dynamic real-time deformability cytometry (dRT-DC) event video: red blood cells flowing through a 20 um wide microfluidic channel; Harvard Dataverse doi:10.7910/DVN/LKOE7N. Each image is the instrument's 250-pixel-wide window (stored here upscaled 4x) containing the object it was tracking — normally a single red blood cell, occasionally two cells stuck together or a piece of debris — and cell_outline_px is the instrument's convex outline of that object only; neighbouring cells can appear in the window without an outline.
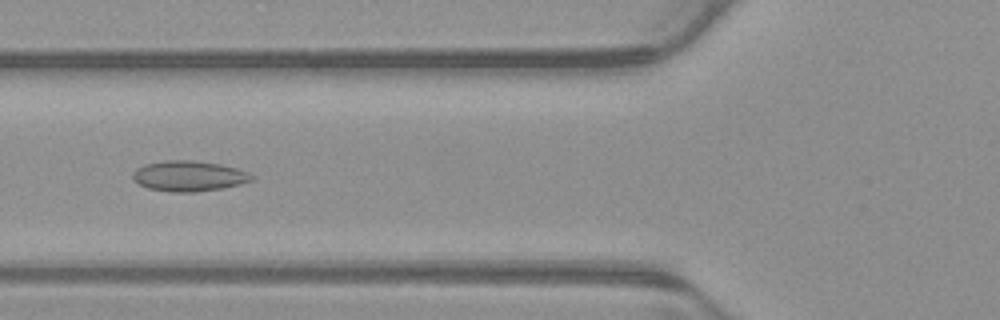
{"species": "common noctule bat (a hibernating species)", "species_latin": "Nyctalus noctula", "temperature_condition": "warm", "stored_images_in_passage": 53, "camera_frame_rate_fps": 3000, "um_per_image_px": 0.085, "animal": {"sex": "male", "body_mass_g": 23.1, "forearm_length_mm": 52.7}, "frame": {"image": 1, "passage_image": 20, "time_ms": 6.333, "image_size_px": [1000, 320], "cell_outline_px": [[256, 176], [252, 180], [240, 184], [224, 188], [196, 192], [172, 192], [148, 188], [132, 180], [132, 172], [136, 168], [144, 164], [164, 160], [192, 160], [220, 164], [236, 168], [248, 172]], "centroid_in_image_um": [16.04, 14.96], "position_along_channel_um": 109.8, "area_um2": 21.33}}
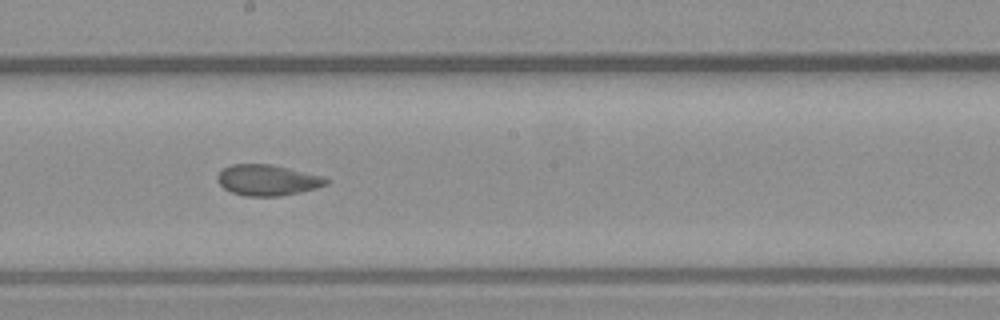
{"frame": {"image": 2, "passage_image": 29, "time_ms": 9.333, "image_size_px": [1000, 320], "cell_outline_px": [[328, 184], [316, 188], [300, 192], [280, 196], [244, 196], [232, 192], [224, 188], [216, 180], [216, 176], [224, 168], [232, 164], [272, 164], [320, 176], [328, 180]], "centroid_in_image_um": [22.7, 15.31], "position_along_channel_um": 225.5, "area_um2": 19.36}}
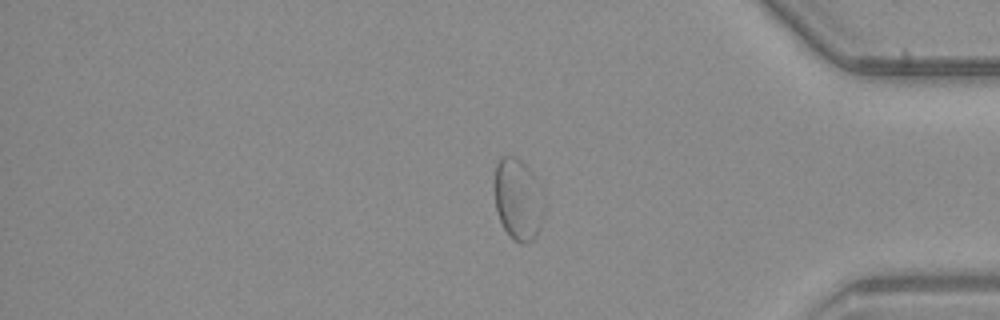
{"frame": {"image": 3, "passage_image": 44, "time_ms": 14.333, "image_size_px": [1000, 320], "cell_outline_px": [[548, 208], [540, 228], [536, 236], [528, 244], [520, 244], [512, 240], [504, 228], [496, 212], [496, 164], [500, 156], [512, 156], [520, 160], [536, 176], [544, 188]], "centroid_in_image_um": [44.14, 16.99], "position_along_channel_um": 391.1, "area_um2": 24.57}, "authors_computed_cell_mechanics": {"area_um2": 23.8714, "velocity_mm_per_s": 3.8458, "shape_relaxation_time_tau1_ms": null, "shape_relaxation_time_tau2_ms": 1.5929, "deformation_change_tau1": null, "deformation_change_tau2": 0.0637}}